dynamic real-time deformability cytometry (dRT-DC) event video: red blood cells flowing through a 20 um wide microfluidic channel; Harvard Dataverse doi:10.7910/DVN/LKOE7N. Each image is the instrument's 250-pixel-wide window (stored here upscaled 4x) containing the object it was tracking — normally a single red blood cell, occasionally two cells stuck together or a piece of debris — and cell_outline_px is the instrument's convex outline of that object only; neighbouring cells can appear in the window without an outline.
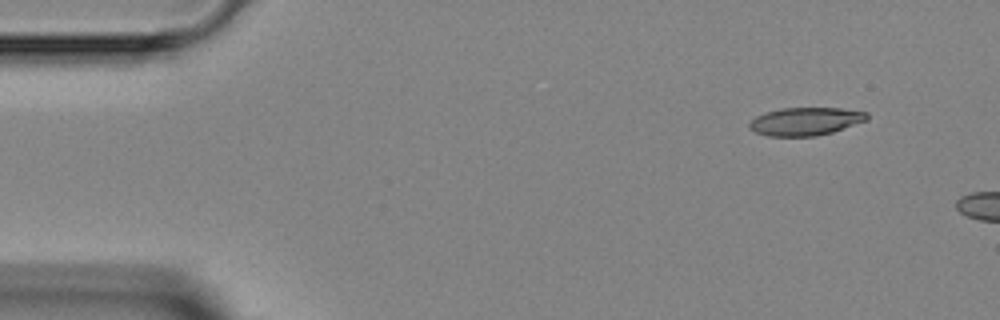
{"species": "Egyptian fruit bat (a non-hibernating species)", "species_latin": "Rousettus aegyptiacus", "temperature_condition": "room temperature", "stored_images_in_passage": 3, "camera_frame_rate_fps": 3000, "um_per_image_px": 0.085, "animal": {"sex": "female"}, "frame": {"image": 1, "passage_image": 1, "time_ms": 0.0, "image_size_px": [1000, 320], "cell_outline_px": [[868, 120], [832, 132], [816, 136], [768, 136], [756, 132], [748, 128], [748, 124], [756, 116], [764, 112], [784, 108], [840, 108], [868, 112]], "centroid_in_image_um": [68.46, 10.31], "position_along_channel_um": 16.5, "area_um2": 19.19}}